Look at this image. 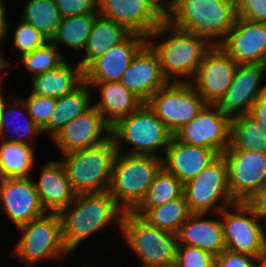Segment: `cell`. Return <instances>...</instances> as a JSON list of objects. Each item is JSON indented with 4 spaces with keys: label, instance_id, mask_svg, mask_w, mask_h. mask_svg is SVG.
<instances>
[{
    "label": "cell",
    "instance_id": "cell-1",
    "mask_svg": "<svg viewBox=\"0 0 266 267\" xmlns=\"http://www.w3.org/2000/svg\"><path fill=\"white\" fill-rule=\"evenodd\" d=\"M252 1L174 0L165 9V20L181 30L205 38L212 45H220L238 16ZM214 38H223V40L212 43L216 41L213 40Z\"/></svg>",
    "mask_w": 266,
    "mask_h": 267
},
{
    "label": "cell",
    "instance_id": "cell-2",
    "mask_svg": "<svg viewBox=\"0 0 266 267\" xmlns=\"http://www.w3.org/2000/svg\"><path fill=\"white\" fill-rule=\"evenodd\" d=\"M124 212L108 191L76 194L73 202L58 213L65 247L73 253L83 240L114 221L121 231Z\"/></svg>",
    "mask_w": 266,
    "mask_h": 267
},
{
    "label": "cell",
    "instance_id": "cell-3",
    "mask_svg": "<svg viewBox=\"0 0 266 267\" xmlns=\"http://www.w3.org/2000/svg\"><path fill=\"white\" fill-rule=\"evenodd\" d=\"M167 32L170 33L166 40L156 44L151 40ZM147 43L157 54L162 74L168 82H186L179 76L195 78L205 53L212 47L205 38L181 30L167 20L150 33Z\"/></svg>",
    "mask_w": 266,
    "mask_h": 267
},
{
    "label": "cell",
    "instance_id": "cell-4",
    "mask_svg": "<svg viewBox=\"0 0 266 267\" xmlns=\"http://www.w3.org/2000/svg\"><path fill=\"white\" fill-rule=\"evenodd\" d=\"M161 168V157L117 152L108 192L125 212L134 211Z\"/></svg>",
    "mask_w": 266,
    "mask_h": 267
},
{
    "label": "cell",
    "instance_id": "cell-5",
    "mask_svg": "<svg viewBox=\"0 0 266 267\" xmlns=\"http://www.w3.org/2000/svg\"><path fill=\"white\" fill-rule=\"evenodd\" d=\"M117 154L110 136L103 143L64 154L63 163L71 187L76 194L108 191Z\"/></svg>",
    "mask_w": 266,
    "mask_h": 267
},
{
    "label": "cell",
    "instance_id": "cell-6",
    "mask_svg": "<svg viewBox=\"0 0 266 267\" xmlns=\"http://www.w3.org/2000/svg\"><path fill=\"white\" fill-rule=\"evenodd\" d=\"M220 46L238 64H266V0H253Z\"/></svg>",
    "mask_w": 266,
    "mask_h": 267
},
{
    "label": "cell",
    "instance_id": "cell-7",
    "mask_svg": "<svg viewBox=\"0 0 266 267\" xmlns=\"http://www.w3.org/2000/svg\"><path fill=\"white\" fill-rule=\"evenodd\" d=\"M110 135L116 145L117 152L124 151L121 149V141L124 140L133 147L131 151L124 153L153 155L161 158L163 156L156 154L158 149L163 147L165 152L173 137V134L159 120L147 103L112 125Z\"/></svg>",
    "mask_w": 266,
    "mask_h": 267
},
{
    "label": "cell",
    "instance_id": "cell-8",
    "mask_svg": "<svg viewBox=\"0 0 266 267\" xmlns=\"http://www.w3.org/2000/svg\"><path fill=\"white\" fill-rule=\"evenodd\" d=\"M120 234L144 262L143 267H157L176 261L178 234L154 227L133 211L124 212Z\"/></svg>",
    "mask_w": 266,
    "mask_h": 267
},
{
    "label": "cell",
    "instance_id": "cell-9",
    "mask_svg": "<svg viewBox=\"0 0 266 267\" xmlns=\"http://www.w3.org/2000/svg\"><path fill=\"white\" fill-rule=\"evenodd\" d=\"M22 237L14 248V255L28 265L40 259L62 260L70 252L65 247L61 218L58 213H49L18 227Z\"/></svg>",
    "mask_w": 266,
    "mask_h": 267
},
{
    "label": "cell",
    "instance_id": "cell-10",
    "mask_svg": "<svg viewBox=\"0 0 266 267\" xmlns=\"http://www.w3.org/2000/svg\"><path fill=\"white\" fill-rule=\"evenodd\" d=\"M183 194L193 213L218 214L236 203L230 193L228 166L223 155H219L192 180L186 182Z\"/></svg>",
    "mask_w": 266,
    "mask_h": 267
},
{
    "label": "cell",
    "instance_id": "cell-11",
    "mask_svg": "<svg viewBox=\"0 0 266 267\" xmlns=\"http://www.w3.org/2000/svg\"><path fill=\"white\" fill-rule=\"evenodd\" d=\"M147 104L173 135L207 105L189 80L168 82L151 96Z\"/></svg>",
    "mask_w": 266,
    "mask_h": 267
},
{
    "label": "cell",
    "instance_id": "cell-12",
    "mask_svg": "<svg viewBox=\"0 0 266 267\" xmlns=\"http://www.w3.org/2000/svg\"><path fill=\"white\" fill-rule=\"evenodd\" d=\"M231 207L234 212L228 211ZM223 226L226 249L266 258V239L263 223L245 202H236L219 212Z\"/></svg>",
    "mask_w": 266,
    "mask_h": 267
},
{
    "label": "cell",
    "instance_id": "cell-13",
    "mask_svg": "<svg viewBox=\"0 0 266 267\" xmlns=\"http://www.w3.org/2000/svg\"><path fill=\"white\" fill-rule=\"evenodd\" d=\"M98 13L146 38L165 20L156 0H98Z\"/></svg>",
    "mask_w": 266,
    "mask_h": 267
},
{
    "label": "cell",
    "instance_id": "cell-14",
    "mask_svg": "<svg viewBox=\"0 0 266 267\" xmlns=\"http://www.w3.org/2000/svg\"><path fill=\"white\" fill-rule=\"evenodd\" d=\"M230 193L245 202L266 183V154L254 150H225Z\"/></svg>",
    "mask_w": 266,
    "mask_h": 267
},
{
    "label": "cell",
    "instance_id": "cell-15",
    "mask_svg": "<svg viewBox=\"0 0 266 267\" xmlns=\"http://www.w3.org/2000/svg\"><path fill=\"white\" fill-rule=\"evenodd\" d=\"M231 120L215 105L207 104L174 136L183 143L210 148L222 155L230 146Z\"/></svg>",
    "mask_w": 266,
    "mask_h": 267
},
{
    "label": "cell",
    "instance_id": "cell-16",
    "mask_svg": "<svg viewBox=\"0 0 266 267\" xmlns=\"http://www.w3.org/2000/svg\"><path fill=\"white\" fill-rule=\"evenodd\" d=\"M238 63L220 46L205 53L193 86L207 104L215 105L231 85Z\"/></svg>",
    "mask_w": 266,
    "mask_h": 267
},
{
    "label": "cell",
    "instance_id": "cell-17",
    "mask_svg": "<svg viewBox=\"0 0 266 267\" xmlns=\"http://www.w3.org/2000/svg\"><path fill=\"white\" fill-rule=\"evenodd\" d=\"M266 64H238L231 85L215 106L231 119L251 112L259 94L266 89L260 85Z\"/></svg>",
    "mask_w": 266,
    "mask_h": 267
},
{
    "label": "cell",
    "instance_id": "cell-18",
    "mask_svg": "<svg viewBox=\"0 0 266 267\" xmlns=\"http://www.w3.org/2000/svg\"><path fill=\"white\" fill-rule=\"evenodd\" d=\"M1 207L17 227L37 219L47 212L43 208L31 178H1Z\"/></svg>",
    "mask_w": 266,
    "mask_h": 267
},
{
    "label": "cell",
    "instance_id": "cell-19",
    "mask_svg": "<svg viewBox=\"0 0 266 267\" xmlns=\"http://www.w3.org/2000/svg\"><path fill=\"white\" fill-rule=\"evenodd\" d=\"M110 133L111 127L98 110L92 106L82 115L67 123L52 139L64 155L99 145L111 136Z\"/></svg>",
    "mask_w": 266,
    "mask_h": 267
},
{
    "label": "cell",
    "instance_id": "cell-20",
    "mask_svg": "<svg viewBox=\"0 0 266 267\" xmlns=\"http://www.w3.org/2000/svg\"><path fill=\"white\" fill-rule=\"evenodd\" d=\"M120 83L144 103L168 83L162 74L157 54L148 43L133 57Z\"/></svg>",
    "mask_w": 266,
    "mask_h": 267
},
{
    "label": "cell",
    "instance_id": "cell-21",
    "mask_svg": "<svg viewBox=\"0 0 266 267\" xmlns=\"http://www.w3.org/2000/svg\"><path fill=\"white\" fill-rule=\"evenodd\" d=\"M146 43V37L131 33L124 41L112 46L84 71V81L120 82L133 57Z\"/></svg>",
    "mask_w": 266,
    "mask_h": 267
},
{
    "label": "cell",
    "instance_id": "cell-22",
    "mask_svg": "<svg viewBox=\"0 0 266 267\" xmlns=\"http://www.w3.org/2000/svg\"><path fill=\"white\" fill-rule=\"evenodd\" d=\"M164 154L162 167L183 184L192 180L219 156L213 149L183 143L174 135Z\"/></svg>",
    "mask_w": 266,
    "mask_h": 267
},
{
    "label": "cell",
    "instance_id": "cell-23",
    "mask_svg": "<svg viewBox=\"0 0 266 267\" xmlns=\"http://www.w3.org/2000/svg\"><path fill=\"white\" fill-rule=\"evenodd\" d=\"M43 166L39 181L34 182L35 188L46 212L59 213L73 202L76 193L60 160L46 162Z\"/></svg>",
    "mask_w": 266,
    "mask_h": 267
},
{
    "label": "cell",
    "instance_id": "cell-24",
    "mask_svg": "<svg viewBox=\"0 0 266 267\" xmlns=\"http://www.w3.org/2000/svg\"><path fill=\"white\" fill-rule=\"evenodd\" d=\"M206 213H193L178 233L179 244L199 247L219 255L226 249L221 220L204 219Z\"/></svg>",
    "mask_w": 266,
    "mask_h": 267
},
{
    "label": "cell",
    "instance_id": "cell-25",
    "mask_svg": "<svg viewBox=\"0 0 266 267\" xmlns=\"http://www.w3.org/2000/svg\"><path fill=\"white\" fill-rule=\"evenodd\" d=\"M100 88L101 99L93 105L111 127L119 119L138 110L144 102L120 82H86Z\"/></svg>",
    "mask_w": 266,
    "mask_h": 267
},
{
    "label": "cell",
    "instance_id": "cell-26",
    "mask_svg": "<svg viewBox=\"0 0 266 267\" xmlns=\"http://www.w3.org/2000/svg\"><path fill=\"white\" fill-rule=\"evenodd\" d=\"M31 94L58 99L73 92L84 82V71L79 64L72 67L68 60L50 71L31 78Z\"/></svg>",
    "mask_w": 266,
    "mask_h": 267
},
{
    "label": "cell",
    "instance_id": "cell-27",
    "mask_svg": "<svg viewBox=\"0 0 266 267\" xmlns=\"http://www.w3.org/2000/svg\"><path fill=\"white\" fill-rule=\"evenodd\" d=\"M131 33L115 21L98 15L84 48V58L78 63L85 71L112 46L124 41Z\"/></svg>",
    "mask_w": 266,
    "mask_h": 267
},
{
    "label": "cell",
    "instance_id": "cell-28",
    "mask_svg": "<svg viewBox=\"0 0 266 267\" xmlns=\"http://www.w3.org/2000/svg\"><path fill=\"white\" fill-rule=\"evenodd\" d=\"M89 87L84 81L73 92L58 98L48 123L41 129L42 133L49 132L53 138L67 123L89 110L92 107Z\"/></svg>",
    "mask_w": 266,
    "mask_h": 267
},
{
    "label": "cell",
    "instance_id": "cell-29",
    "mask_svg": "<svg viewBox=\"0 0 266 267\" xmlns=\"http://www.w3.org/2000/svg\"><path fill=\"white\" fill-rule=\"evenodd\" d=\"M133 212L161 230L178 234L182 225L193 214L184 194L166 204L152 208H136Z\"/></svg>",
    "mask_w": 266,
    "mask_h": 267
},
{
    "label": "cell",
    "instance_id": "cell-30",
    "mask_svg": "<svg viewBox=\"0 0 266 267\" xmlns=\"http://www.w3.org/2000/svg\"><path fill=\"white\" fill-rule=\"evenodd\" d=\"M35 164L32 145L7 142L0 143V179L28 178Z\"/></svg>",
    "mask_w": 266,
    "mask_h": 267
},
{
    "label": "cell",
    "instance_id": "cell-31",
    "mask_svg": "<svg viewBox=\"0 0 266 267\" xmlns=\"http://www.w3.org/2000/svg\"><path fill=\"white\" fill-rule=\"evenodd\" d=\"M226 150H254L266 154V130L250 113L234 117L230 146Z\"/></svg>",
    "mask_w": 266,
    "mask_h": 267
},
{
    "label": "cell",
    "instance_id": "cell-32",
    "mask_svg": "<svg viewBox=\"0 0 266 267\" xmlns=\"http://www.w3.org/2000/svg\"><path fill=\"white\" fill-rule=\"evenodd\" d=\"M6 103L7 102H5L3 98L2 125H1V137L0 138L7 142H15V143H23V144L31 145V143L28 142V140L30 141V139H32L31 140L32 142L34 140V137H37L39 133L42 134L41 129L38 127V125L34 122V120L28 114L27 107L22 98L15 99L13 109L11 108L12 106H10L9 108L6 105ZM18 111L20 112V114L23 112L25 113L26 111L27 112L26 114L28 115L27 116L28 121L26 122L22 121L23 123L19 121V119L22 117L21 116L22 114L21 115L19 114L21 116L19 117V119L15 118L16 117L15 115H18ZM10 117L12 118L10 119ZM15 119H18L17 121L19 124H17ZM14 123H16V125H14V127H11L9 129V127L12 126ZM8 130H9L8 133H11L12 135L10 137L7 136L9 135L8 133L6 134V131Z\"/></svg>",
    "mask_w": 266,
    "mask_h": 267
},
{
    "label": "cell",
    "instance_id": "cell-33",
    "mask_svg": "<svg viewBox=\"0 0 266 267\" xmlns=\"http://www.w3.org/2000/svg\"><path fill=\"white\" fill-rule=\"evenodd\" d=\"M98 15L84 14L61 18L59 28L50 41L57 47L58 44H63L68 48L84 50Z\"/></svg>",
    "mask_w": 266,
    "mask_h": 267
},
{
    "label": "cell",
    "instance_id": "cell-34",
    "mask_svg": "<svg viewBox=\"0 0 266 267\" xmlns=\"http://www.w3.org/2000/svg\"><path fill=\"white\" fill-rule=\"evenodd\" d=\"M21 18L49 40L58 30L61 16L55 0H27Z\"/></svg>",
    "mask_w": 266,
    "mask_h": 267
},
{
    "label": "cell",
    "instance_id": "cell-35",
    "mask_svg": "<svg viewBox=\"0 0 266 267\" xmlns=\"http://www.w3.org/2000/svg\"><path fill=\"white\" fill-rule=\"evenodd\" d=\"M184 184L163 167L155 175L146 197L137 208H152L166 204L183 195Z\"/></svg>",
    "mask_w": 266,
    "mask_h": 267
},
{
    "label": "cell",
    "instance_id": "cell-36",
    "mask_svg": "<svg viewBox=\"0 0 266 267\" xmlns=\"http://www.w3.org/2000/svg\"><path fill=\"white\" fill-rule=\"evenodd\" d=\"M58 47L51 41H48L44 46L33 50L30 53L20 56L21 62L34 76L50 71L59 66L65 59L59 52Z\"/></svg>",
    "mask_w": 266,
    "mask_h": 267
},
{
    "label": "cell",
    "instance_id": "cell-37",
    "mask_svg": "<svg viewBox=\"0 0 266 267\" xmlns=\"http://www.w3.org/2000/svg\"><path fill=\"white\" fill-rule=\"evenodd\" d=\"M13 43L16 48L20 50V55L36 50L39 47L44 46L50 41L46 36L39 32L32 24L24 21H20V24L16 27L13 36Z\"/></svg>",
    "mask_w": 266,
    "mask_h": 267
},
{
    "label": "cell",
    "instance_id": "cell-38",
    "mask_svg": "<svg viewBox=\"0 0 266 267\" xmlns=\"http://www.w3.org/2000/svg\"><path fill=\"white\" fill-rule=\"evenodd\" d=\"M215 256L199 247L179 244L176 262L179 267H214Z\"/></svg>",
    "mask_w": 266,
    "mask_h": 267
},
{
    "label": "cell",
    "instance_id": "cell-39",
    "mask_svg": "<svg viewBox=\"0 0 266 267\" xmlns=\"http://www.w3.org/2000/svg\"><path fill=\"white\" fill-rule=\"evenodd\" d=\"M30 117L42 129L49 121L55 108L57 99L43 97L36 94H29L28 97L22 98Z\"/></svg>",
    "mask_w": 266,
    "mask_h": 267
},
{
    "label": "cell",
    "instance_id": "cell-40",
    "mask_svg": "<svg viewBox=\"0 0 266 267\" xmlns=\"http://www.w3.org/2000/svg\"><path fill=\"white\" fill-rule=\"evenodd\" d=\"M254 261L259 263L256 265ZM265 261L266 258H256L225 249L215 256L214 267H260Z\"/></svg>",
    "mask_w": 266,
    "mask_h": 267
},
{
    "label": "cell",
    "instance_id": "cell-41",
    "mask_svg": "<svg viewBox=\"0 0 266 267\" xmlns=\"http://www.w3.org/2000/svg\"><path fill=\"white\" fill-rule=\"evenodd\" d=\"M61 18L84 15L99 14L98 0H55Z\"/></svg>",
    "mask_w": 266,
    "mask_h": 267
},
{
    "label": "cell",
    "instance_id": "cell-42",
    "mask_svg": "<svg viewBox=\"0 0 266 267\" xmlns=\"http://www.w3.org/2000/svg\"><path fill=\"white\" fill-rule=\"evenodd\" d=\"M245 203L262 220L266 216V183L249 197Z\"/></svg>",
    "mask_w": 266,
    "mask_h": 267
},
{
    "label": "cell",
    "instance_id": "cell-43",
    "mask_svg": "<svg viewBox=\"0 0 266 267\" xmlns=\"http://www.w3.org/2000/svg\"><path fill=\"white\" fill-rule=\"evenodd\" d=\"M250 114L266 130V89H264L255 100Z\"/></svg>",
    "mask_w": 266,
    "mask_h": 267
},
{
    "label": "cell",
    "instance_id": "cell-44",
    "mask_svg": "<svg viewBox=\"0 0 266 267\" xmlns=\"http://www.w3.org/2000/svg\"><path fill=\"white\" fill-rule=\"evenodd\" d=\"M5 6L3 1L0 0V40H2L8 33V22L6 18Z\"/></svg>",
    "mask_w": 266,
    "mask_h": 267
},
{
    "label": "cell",
    "instance_id": "cell-45",
    "mask_svg": "<svg viewBox=\"0 0 266 267\" xmlns=\"http://www.w3.org/2000/svg\"><path fill=\"white\" fill-rule=\"evenodd\" d=\"M9 65L10 61H8L7 58H4V56L0 54V74H2L1 71L7 69ZM1 77L2 76L0 75V89H1V79H2Z\"/></svg>",
    "mask_w": 266,
    "mask_h": 267
},
{
    "label": "cell",
    "instance_id": "cell-46",
    "mask_svg": "<svg viewBox=\"0 0 266 267\" xmlns=\"http://www.w3.org/2000/svg\"><path fill=\"white\" fill-rule=\"evenodd\" d=\"M2 111H3V96L0 89V137H1V125H2Z\"/></svg>",
    "mask_w": 266,
    "mask_h": 267
},
{
    "label": "cell",
    "instance_id": "cell-47",
    "mask_svg": "<svg viewBox=\"0 0 266 267\" xmlns=\"http://www.w3.org/2000/svg\"><path fill=\"white\" fill-rule=\"evenodd\" d=\"M174 0H169L168 3L165 5L164 0H156V2L164 9H166Z\"/></svg>",
    "mask_w": 266,
    "mask_h": 267
},
{
    "label": "cell",
    "instance_id": "cell-48",
    "mask_svg": "<svg viewBox=\"0 0 266 267\" xmlns=\"http://www.w3.org/2000/svg\"><path fill=\"white\" fill-rule=\"evenodd\" d=\"M157 267H179V265L177 264L176 261H174V262L167 263V264H164V265H161V266H157Z\"/></svg>",
    "mask_w": 266,
    "mask_h": 267
},
{
    "label": "cell",
    "instance_id": "cell-49",
    "mask_svg": "<svg viewBox=\"0 0 266 267\" xmlns=\"http://www.w3.org/2000/svg\"><path fill=\"white\" fill-rule=\"evenodd\" d=\"M262 223H264V228L266 227V216L263 218V222ZM264 236H265V239H266V232H265V230H264Z\"/></svg>",
    "mask_w": 266,
    "mask_h": 267
},
{
    "label": "cell",
    "instance_id": "cell-50",
    "mask_svg": "<svg viewBox=\"0 0 266 267\" xmlns=\"http://www.w3.org/2000/svg\"><path fill=\"white\" fill-rule=\"evenodd\" d=\"M260 267H266V261Z\"/></svg>",
    "mask_w": 266,
    "mask_h": 267
}]
</instances>
